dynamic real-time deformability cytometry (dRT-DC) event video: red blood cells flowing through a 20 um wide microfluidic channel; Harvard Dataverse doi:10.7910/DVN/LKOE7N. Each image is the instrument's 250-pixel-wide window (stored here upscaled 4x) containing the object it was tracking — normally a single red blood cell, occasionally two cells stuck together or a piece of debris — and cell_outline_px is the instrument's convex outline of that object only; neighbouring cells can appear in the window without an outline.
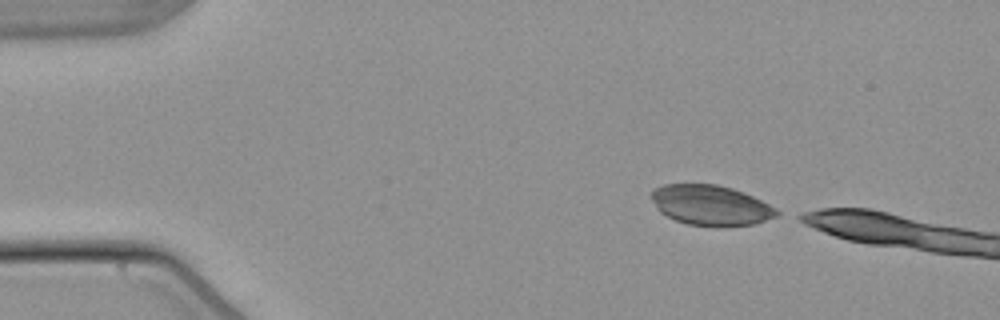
{"species": "common noctule bat (a hibernating species)", "species_latin": "Nyctalus noctula", "temperature_condition": "warm", "stored_images_in_passage": 7, "camera_frame_rate_fps": 3000, "um_per_image_px": 0.085, "animal": {"sex": "male", "body_mass_g": 21.5, "forearm_length_mm": 52.0}, "frame": {"image": 1, "passage_image": 1, "time_ms": 0.0, "image_size_px": [1000, 320], "cell_outline_px": [[780, 216], [752, 224], [688, 224], [676, 220], [660, 212], [656, 208], [652, 200], [652, 188], [664, 184], [716, 184], [732, 188], [744, 192], [776, 208], [780, 212]], "centroid_in_image_um": [60.4, 17.4], "position_along_channel_um": 24.6, "area_um2": 28.73}}